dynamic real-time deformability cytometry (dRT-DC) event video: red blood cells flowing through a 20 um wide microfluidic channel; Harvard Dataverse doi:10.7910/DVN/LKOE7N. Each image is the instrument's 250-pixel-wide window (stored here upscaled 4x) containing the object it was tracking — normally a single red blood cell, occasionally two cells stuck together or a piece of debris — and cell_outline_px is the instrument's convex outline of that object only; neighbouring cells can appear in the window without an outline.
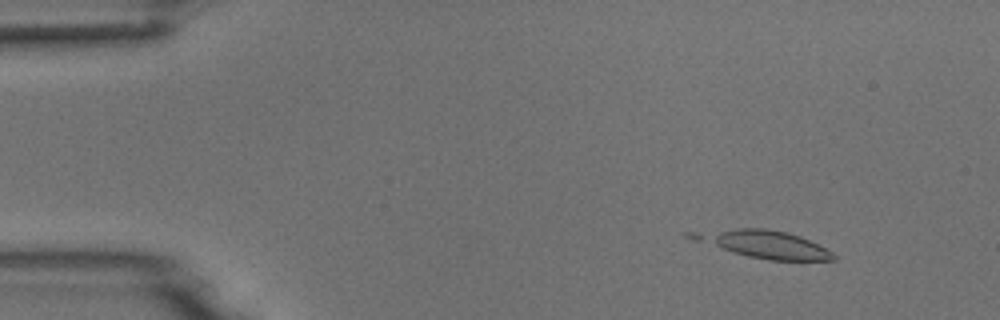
{"species": "common noctule bat (a hibernating species)", "species_latin": "Nyctalus noctula", "temperature_condition": "room temperature", "stored_images_in_passage": 24, "camera_frame_rate_fps": 3000, "um_per_image_px": 0.085, "animal": {"sex": "male", "body_mass_g": 18.8}, "frame": {"image": 1, "passage_image": 6, "time_ms": 1.667, "image_size_px": [1000, 320], "cell_outline_px": [[836, 260], [768, 260], [748, 256], [732, 252], [692, 240], [684, 236], [684, 232], [740, 228], [764, 228], [788, 232], [800, 236], [832, 252], [836, 256]], "centroid_in_image_um": [64.83, 20.74], "position_along_channel_um": 20.2, "area_um2": 22.72}}
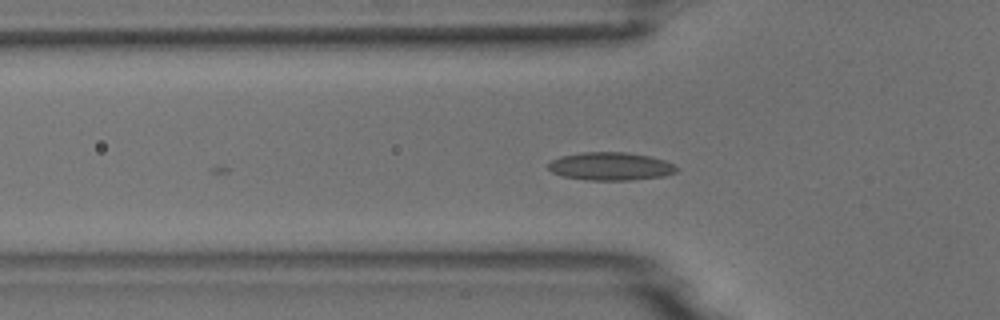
{"frame": {"image": 2, "passage_image": 18, "time_ms": 5.667, "image_size_px": [1000, 320], "cell_outline_px": [[680, 168], [676, 172], [664, 176], [628, 180], [588, 180], [560, 176], [552, 172], [548, 168], [548, 164], [552, 160], [560, 156], [580, 152], [628, 152], [648, 156], [664, 160]], "centroid_in_image_um": [51.88, 14.13], "position_along_channel_um": 73.9, "area_um2": 21.04}}
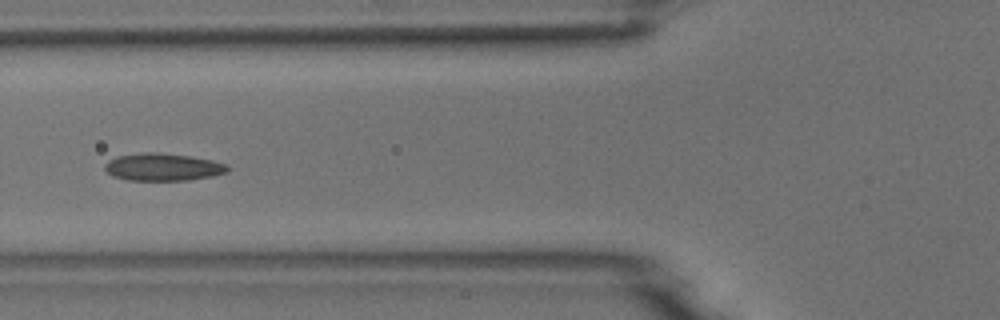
{"frame": {"image": 3, "passage_image": 21, "time_ms": 6.667, "image_size_px": [1000, 320], "cell_outline_px": [[228, 172], [212, 176], [188, 180], [128, 180], [112, 176], [104, 168], [104, 164], [108, 160], [116, 156], [140, 152], [156, 152], [192, 156], [212, 160], [228, 164]], "centroid_in_image_um": [13.83, 14.19], "position_along_channel_um": 112.0, "area_um2": 19.83}}